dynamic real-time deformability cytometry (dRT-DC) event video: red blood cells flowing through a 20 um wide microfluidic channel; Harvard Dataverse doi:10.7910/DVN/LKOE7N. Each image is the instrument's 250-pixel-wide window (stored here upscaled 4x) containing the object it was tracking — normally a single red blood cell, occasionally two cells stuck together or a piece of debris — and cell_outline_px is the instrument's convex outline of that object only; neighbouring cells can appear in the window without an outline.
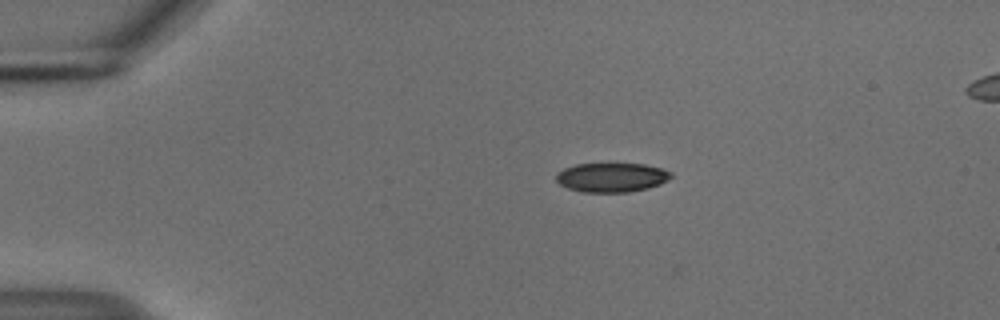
{"species": "common noctule bat (a hibernating species)", "species_latin": "Nyctalus noctula", "temperature_condition": "cold", "stored_images_in_passage": 45, "camera_frame_rate_fps": 3000, "um_per_image_px": 0.085, "animal": {"sex": "male", "body_mass_g": 18.8}, "frame": {"image": 1, "passage_image": 2, "time_ms": 0.333, "image_size_px": [1000, 320], "cell_outline_px": [[672, 176], [668, 180], [660, 184], [648, 188], [628, 192], [580, 192], [568, 188], [560, 184], [556, 180], [556, 172], [564, 168], [576, 164], [644, 164], [664, 168], [672, 172]], "centroid_in_image_um": [52.0, 15.08], "position_along_channel_um": 33.0, "area_um2": 19.71}}
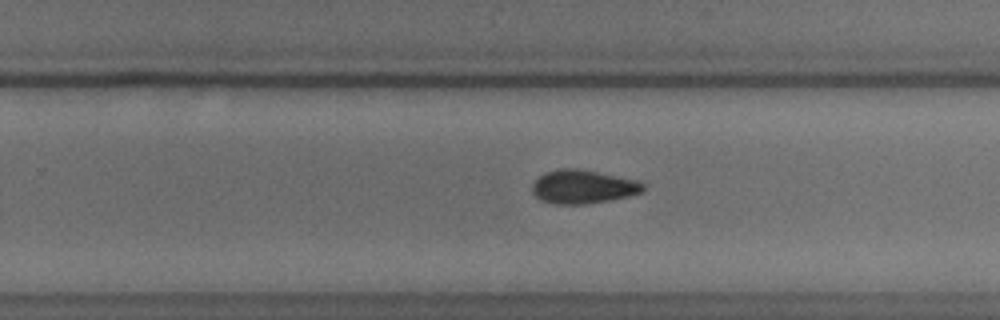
{"frame": {"image": 2, "passage_image": 26, "time_ms": 8.333, "image_size_px": [1000, 320], "cell_outline_px": [[644, 192], [628, 196], [608, 200], [584, 204], [556, 204], [540, 200], [532, 192], [532, 184], [544, 172], [560, 168], [576, 168], [636, 180], [644, 184]], "centroid_in_image_um": [49.53, 15.87], "position_along_channel_um": 280.3, "area_um2": 21.56}}
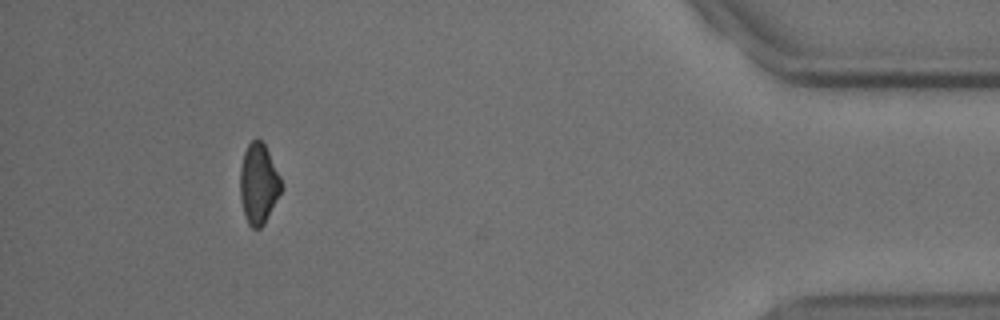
{"frame": {"image": 3, "passage_image": 41, "time_ms": 13.333, "image_size_px": [1000, 320], "cell_outline_px": [[284, 188], [264, 224], [260, 228], [252, 228], [248, 224], [244, 216], [240, 200], [240, 168], [244, 152], [248, 144], [252, 140], [260, 140], [264, 144], [280, 176]], "centroid_in_image_um": [21.98, 15.66], "position_along_channel_um": 413.2, "area_um2": 19.42}, "authors_computed_cell_mechanics": {"area_um2": 21.2704, "velocity_mm_per_s": 3.7434, "shape_relaxation_time_tau1_ms": 4.1467, "shape_relaxation_time_tau2_ms": 5.8274, "deformation_change_tau1": 0.1086, "deformation_change_tau2": 0.1035}}